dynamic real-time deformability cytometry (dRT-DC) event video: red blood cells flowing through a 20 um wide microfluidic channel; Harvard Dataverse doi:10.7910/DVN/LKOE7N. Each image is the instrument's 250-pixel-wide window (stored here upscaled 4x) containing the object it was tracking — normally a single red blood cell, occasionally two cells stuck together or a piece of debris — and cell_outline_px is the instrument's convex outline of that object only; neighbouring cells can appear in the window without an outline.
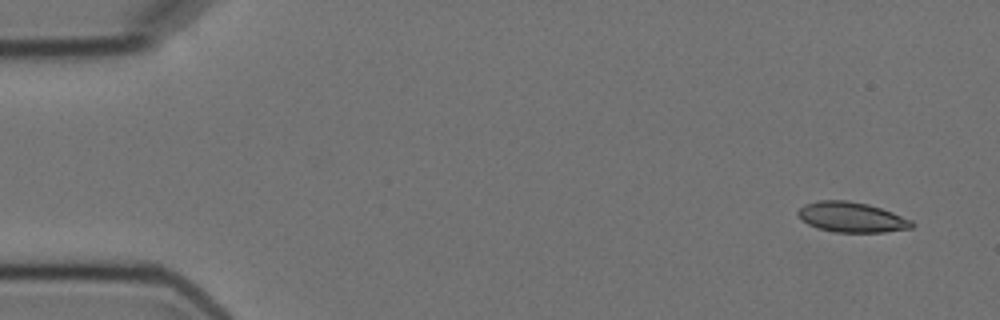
{"species": "Egyptian fruit bat (a non-hibernating species)", "species_latin": "Rousettus aegyptiacus", "temperature_condition": "cold", "stored_images_in_passage": 5, "camera_frame_rate_fps": 3000, "um_per_image_px": 0.085, "animal": {"sex": "female"}, "frame": {"image": 1, "passage_image": 1, "time_ms": 0.0, "image_size_px": [1000, 320], "cell_outline_px": [[916, 224], [912, 228], [884, 232], [836, 232], [820, 228], [808, 224], [800, 220], [796, 212], [804, 204], [816, 200], [848, 200], [868, 204], [892, 212], [912, 220]], "centroid_in_image_um": [72.38, 18.45], "position_along_channel_um": 12.6, "area_um2": 20.11}}
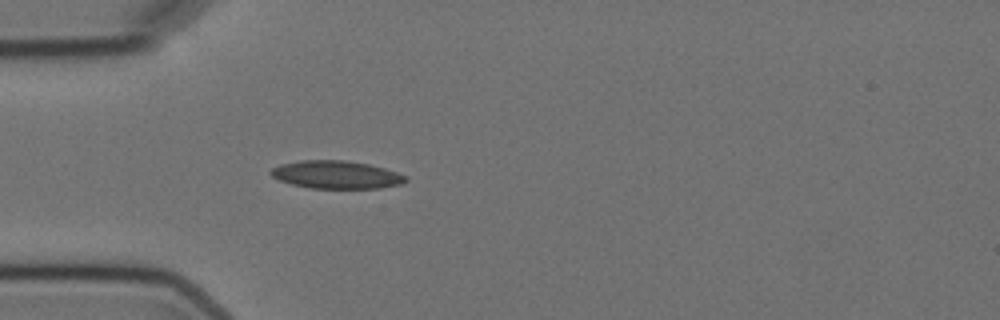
{"frame": {"image": 2, "passage_image": 5, "time_ms": 4.333, "image_size_px": [1000, 320], "cell_outline_px": [[408, 180], [404, 184], [380, 188], [312, 188], [292, 184], [280, 180], [272, 176], [268, 172], [272, 168], [280, 164], [300, 160], [344, 160], [368, 164], [384, 168], [408, 176]], "centroid_in_image_um": [28.61, 14.85], "position_along_channel_um": 56.4, "area_um2": 21.96}}